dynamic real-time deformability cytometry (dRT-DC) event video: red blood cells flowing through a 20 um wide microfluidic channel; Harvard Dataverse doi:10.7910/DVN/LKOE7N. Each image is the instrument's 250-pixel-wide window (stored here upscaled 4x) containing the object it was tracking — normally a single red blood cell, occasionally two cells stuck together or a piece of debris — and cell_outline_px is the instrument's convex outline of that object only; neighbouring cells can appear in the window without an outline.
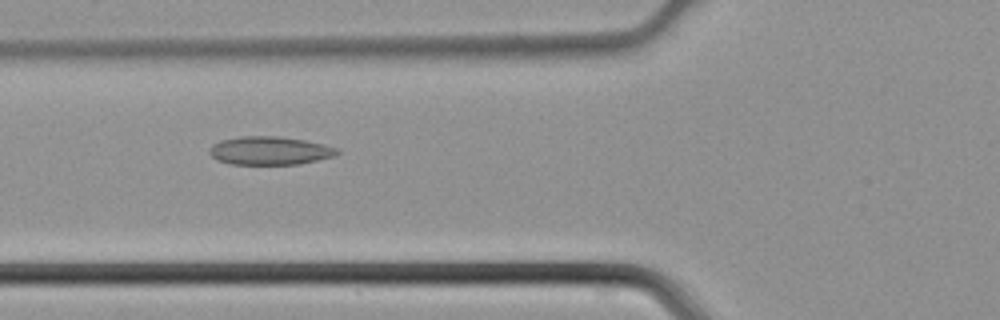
{"species": "common noctule bat (a hibernating species)", "species_latin": "Nyctalus noctula", "temperature_condition": "cold", "stored_images_in_passage": 42, "camera_frame_rate_fps": 3000, "um_per_image_px": 0.085, "animal": {"sex": "male", "body_mass_g": 21.5, "forearm_length_mm": 52.0}, "frame": {"image": 1, "passage_image": 14, "time_ms": 4.333, "image_size_px": [1000, 320], "cell_outline_px": [[340, 152], [332, 156], [300, 164], [228, 164], [216, 160], [208, 152], [208, 148], [212, 144], [220, 140], [240, 136], [280, 136], [304, 140], [324, 144], [340, 148]], "centroid_in_image_um": [22.89, 12.8], "position_along_channel_um": 102.9, "area_um2": 21.27}}
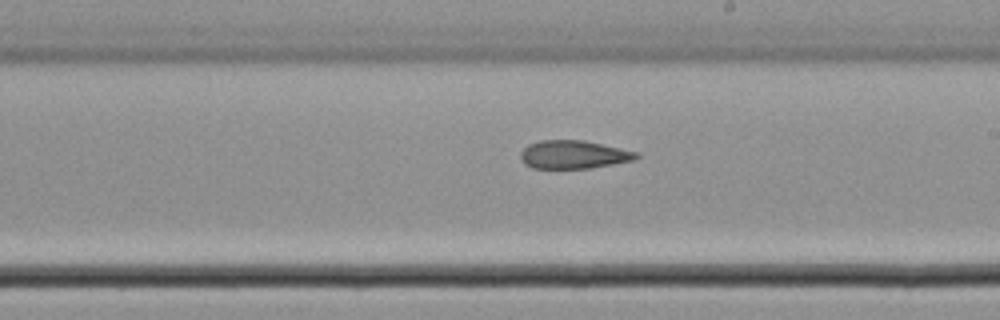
{"frame": {"image": 2, "passage_image": 23, "time_ms": 7.333, "image_size_px": [1000, 320], "cell_outline_px": [[640, 156], [632, 160], [592, 168], [532, 168], [524, 164], [520, 160], [520, 152], [528, 144], [540, 140], [584, 140], [640, 152]], "centroid_in_image_um": [48.74, 13.13], "position_along_channel_um": 240.3, "area_um2": 19.19}}
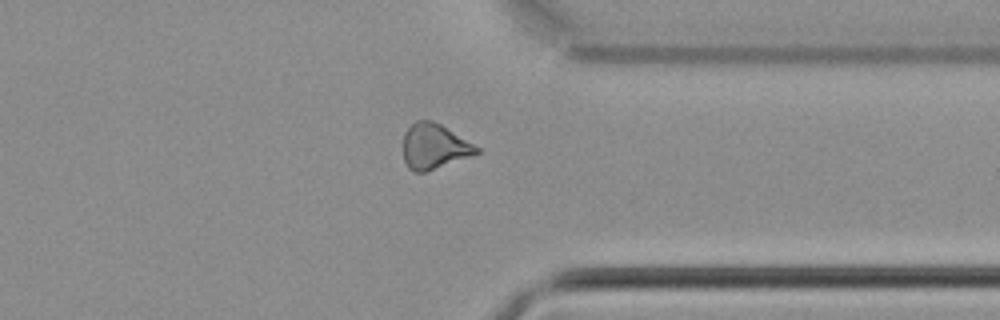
{"frame": {"image": 3, "passage_image": 32, "time_ms": 10.333, "image_size_px": [1000, 320], "cell_outline_px": [[480, 152], [472, 156], [424, 172], [416, 172], [408, 168], [404, 160], [404, 132], [416, 120], [432, 120], [440, 124], [480, 148]], "centroid_in_image_um": [36.9, 12.44], "position_along_channel_um": 374.5, "area_um2": 19.13}}